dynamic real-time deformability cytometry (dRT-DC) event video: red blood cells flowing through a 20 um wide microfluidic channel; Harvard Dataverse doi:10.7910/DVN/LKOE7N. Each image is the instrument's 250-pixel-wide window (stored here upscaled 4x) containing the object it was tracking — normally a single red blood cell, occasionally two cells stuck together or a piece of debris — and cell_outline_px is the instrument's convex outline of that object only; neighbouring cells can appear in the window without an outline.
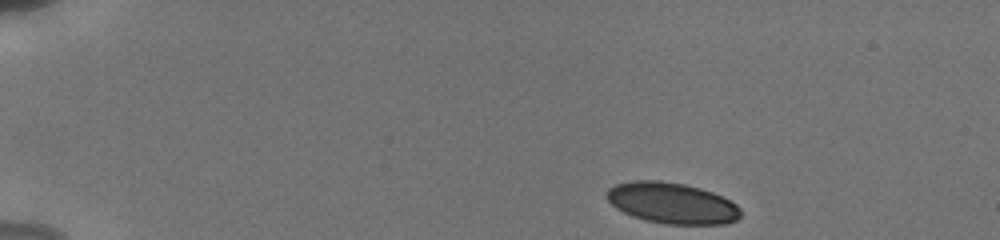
{"species": "human", "species_latin": "Homo sapiens", "temperature_condition": "cold", "stored_images_in_passage": 67, "camera_frame_rate_fps": 3000, "um_per_image_px": 0.085, "donor": {"sex": "male"}, "frame": {"image": 1, "passage_image": 1, "time_ms": 0.0, "image_size_px": [1000, 240], "cell_outline_px": [[740, 216], [736, 220], [728, 224], [664, 224], [644, 220], [632, 216], [616, 208], [608, 200], [608, 188], [616, 184], [632, 180], [660, 180], [684, 184], [700, 188], [712, 192], [736, 204], [740, 208]], "centroid_in_image_um": [57.11, 17.26], "position_along_channel_um": 27.9, "area_um2": 31.96}}
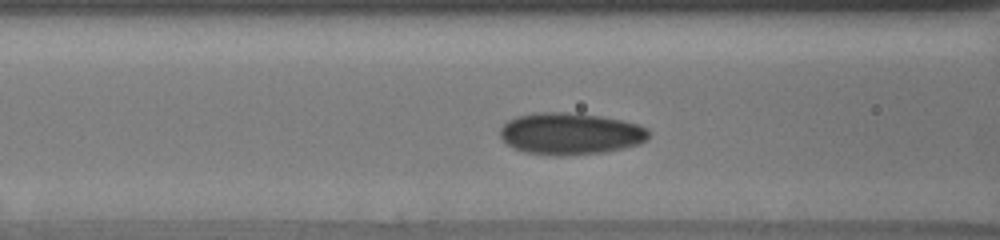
{"frame": {"image": 2, "passage_image": 28, "time_ms": 5.0, "image_size_px": [1000, 240], "cell_outline_px": [[648, 140], [640, 144], [624, 148], [604, 152], [564, 156], [556, 156], [524, 152], [512, 148], [500, 136], [500, 128], [508, 120], [516, 116], [536, 112], [568, 112], [600, 116], [620, 120], [636, 124], [648, 128]], "centroid_in_image_um": [48.47, 11.37], "position_along_channel_um": 118.1, "area_um2": 36.41}}
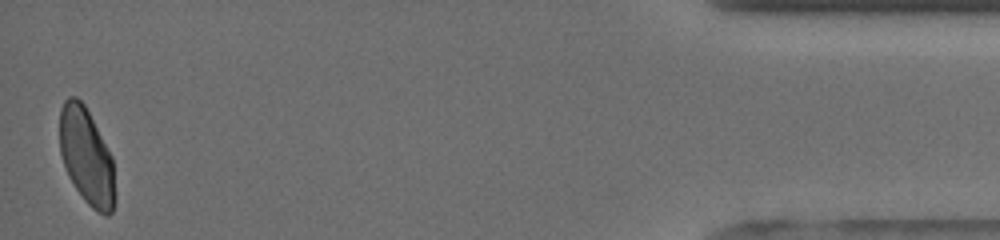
{"frame": {"image": 3, "passage_image": 66, "time_ms": 15.0, "image_size_px": [1000, 240], "cell_outline_px": [[116, 200], [112, 212], [108, 216], [104, 216], [92, 208], [84, 200], [68, 176], [60, 152], [60, 108], [64, 100], [68, 96], [76, 96], [84, 104], [112, 156], [116, 196]], "centroid_in_image_um": [7.37, 13.32], "position_along_channel_um": 427.8, "area_um2": 31.21}, "authors_computed_cell_mechanics": {"area_um2": 34.1598, "velocity_mm_per_s": 3.8189, "shape_relaxation_time_tau1_ms": 4.6202, "shape_relaxation_time_tau2_ms": 0.9973, "deformation_change_tau1": 0.1133, "deformation_change_tau2": 0.0404}}